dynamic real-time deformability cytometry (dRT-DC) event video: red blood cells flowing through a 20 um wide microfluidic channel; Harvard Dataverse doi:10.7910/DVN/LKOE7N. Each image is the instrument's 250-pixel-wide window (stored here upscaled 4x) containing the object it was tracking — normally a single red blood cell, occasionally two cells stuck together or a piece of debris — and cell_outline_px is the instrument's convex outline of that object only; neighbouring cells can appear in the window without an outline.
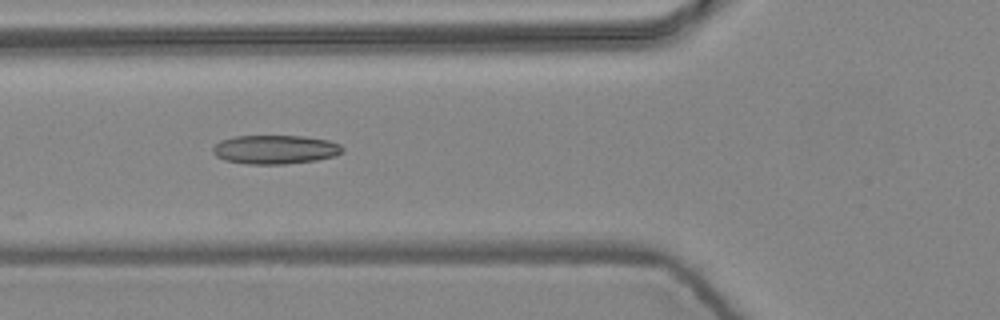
{"species": "common noctule bat (a hibernating species)", "species_latin": "Nyctalus noctula", "temperature_condition": "warm", "stored_images_in_passage": 10, "camera_frame_rate_fps": 3000, "um_per_image_px": 0.085, "animal": {"sex": "female", "body_mass_g": 24.6, "forearm_length_mm": 56.2}, "frame": {"image": 1, "passage_image": 5, "time_ms": 1.333, "image_size_px": [1000, 320], "cell_outline_px": [[344, 152], [336, 156], [316, 160], [284, 164], [248, 164], [224, 160], [216, 156], [212, 152], [212, 148], [220, 140], [236, 136], [304, 136], [328, 140], [340, 144], [344, 148]], "centroid_in_image_um": [23.41, 12.71], "position_along_channel_um": 102.4, "area_um2": 21.96}}
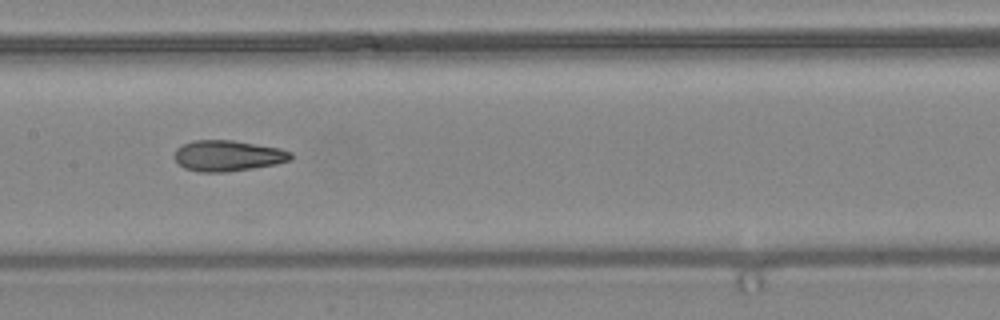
{"frame": {"image": 2, "passage_image": 7, "time_ms": 2.0, "image_size_px": [1000, 320], "cell_outline_px": [[292, 160], [276, 164], [228, 172], [196, 172], [184, 168], [172, 156], [176, 148], [192, 140], [232, 140], [280, 148], [292, 152]], "centroid_in_image_um": [19.35, 13.24], "position_along_channel_um": 188.1, "area_um2": 21.1}}
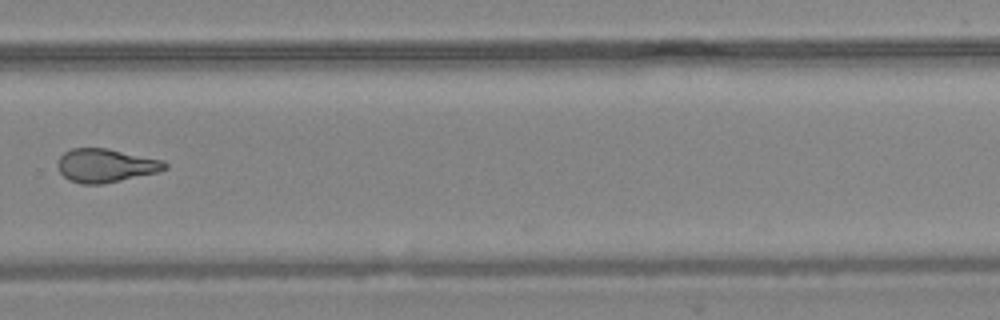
{"frame": {"image": 3, "passage_image": 10, "time_ms": 3.0, "image_size_px": [1000, 320], "cell_outline_px": [[168, 168], [156, 172], [104, 184], [80, 184], [68, 180], [60, 172], [56, 164], [60, 156], [64, 152], [72, 148], [108, 148], [164, 160], [168, 164]], "centroid_in_image_um": [8.97, 14.06], "position_along_channel_um": 320.8, "area_um2": 21.1}}